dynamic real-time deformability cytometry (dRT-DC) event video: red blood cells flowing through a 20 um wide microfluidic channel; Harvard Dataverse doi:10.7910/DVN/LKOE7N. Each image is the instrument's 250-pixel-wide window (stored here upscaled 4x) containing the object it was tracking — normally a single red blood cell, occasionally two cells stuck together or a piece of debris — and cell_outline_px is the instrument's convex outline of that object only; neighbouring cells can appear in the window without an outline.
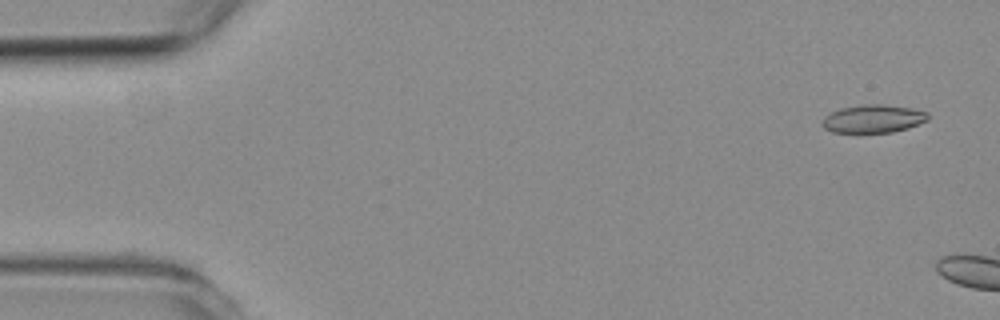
{"species": "common noctule bat (a hibernating species)", "species_latin": "Nyctalus noctula", "temperature_condition": "room temperature", "stored_images_in_passage": 6, "camera_frame_rate_fps": 3000, "um_per_image_px": 0.085, "animal": {"sex": "female", "body_mass_g": 19.3, "forearm_length_mm": 54.1}, "frame": {"image": 1, "passage_image": 1, "time_ms": 0.0, "image_size_px": [1000, 320], "cell_outline_px": [[928, 120], [908, 128], [892, 132], [832, 132], [824, 128], [820, 124], [820, 120], [824, 116], [840, 108], [864, 104], [884, 104], [912, 108], [928, 112]], "centroid_in_image_um": [74.2, 10.09], "position_along_channel_um": 10.8, "area_um2": 17.4}}
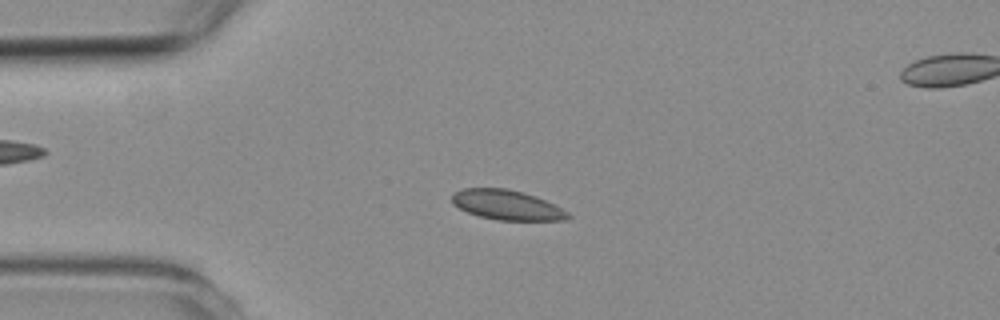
{"frame": {"image": 2, "passage_image": 4, "time_ms": 5.0, "image_size_px": [1000, 320], "cell_outline_px": [[572, 216], [568, 220], [496, 220], [480, 216], [468, 212], [452, 204], [452, 196], [456, 192], [464, 188], [508, 188], [524, 192], [536, 196], [568, 212]], "centroid_in_image_um": [43.1, 17.42], "position_along_channel_um": 41.9, "area_um2": 20.06}}
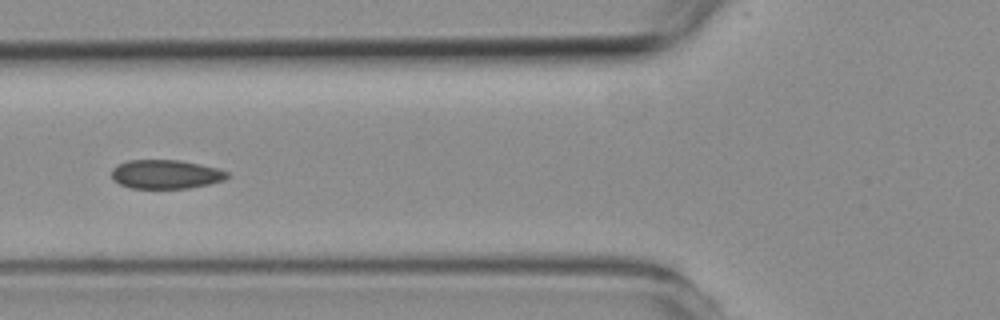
{"frame": {"image": 3, "passage_image": 6, "time_ms": 7.333, "image_size_px": [1000, 320], "cell_outline_px": [[232, 176], [224, 180], [208, 184], [188, 188], [132, 188], [120, 184], [112, 180], [112, 168], [116, 164], [128, 160], [180, 160], [220, 168], [228, 172]], "centroid_in_image_um": [14.11, 14.8], "position_along_channel_um": 111.7, "area_um2": 19.71}}